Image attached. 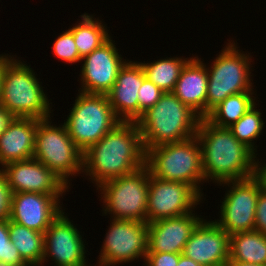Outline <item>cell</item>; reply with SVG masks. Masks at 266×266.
Here are the masks:
<instances>
[{
	"instance_id": "1",
	"label": "cell",
	"mask_w": 266,
	"mask_h": 266,
	"mask_svg": "<svg viewBox=\"0 0 266 266\" xmlns=\"http://www.w3.org/2000/svg\"><path fill=\"white\" fill-rule=\"evenodd\" d=\"M145 159L139 126L134 121H121L83 152V172L97 187L143 168Z\"/></svg>"
},
{
	"instance_id": "2",
	"label": "cell",
	"mask_w": 266,
	"mask_h": 266,
	"mask_svg": "<svg viewBox=\"0 0 266 266\" xmlns=\"http://www.w3.org/2000/svg\"><path fill=\"white\" fill-rule=\"evenodd\" d=\"M196 137L201 146L205 180L221 184L254 176L255 158L228 128H221L201 118Z\"/></svg>"
},
{
	"instance_id": "3",
	"label": "cell",
	"mask_w": 266,
	"mask_h": 266,
	"mask_svg": "<svg viewBox=\"0 0 266 266\" xmlns=\"http://www.w3.org/2000/svg\"><path fill=\"white\" fill-rule=\"evenodd\" d=\"M201 117L182 103L172 92H164L160 100L136 121L145 152L158 145L181 142L196 136Z\"/></svg>"
},
{
	"instance_id": "4",
	"label": "cell",
	"mask_w": 266,
	"mask_h": 266,
	"mask_svg": "<svg viewBox=\"0 0 266 266\" xmlns=\"http://www.w3.org/2000/svg\"><path fill=\"white\" fill-rule=\"evenodd\" d=\"M145 166L152 176L191 185L203 197L200 184L205 177L201 146L196 136L150 148L146 151Z\"/></svg>"
},
{
	"instance_id": "5",
	"label": "cell",
	"mask_w": 266,
	"mask_h": 266,
	"mask_svg": "<svg viewBox=\"0 0 266 266\" xmlns=\"http://www.w3.org/2000/svg\"><path fill=\"white\" fill-rule=\"evenodd\" d=\"M40 83L30 65L13 59L5 68L0 104L14 117L49 118L51 103Z\"/></svg>"
},
{
	"instance_id": "6",
	"label": "cell",
	"mask_w": 266,
	"mask_h": 266,
	"mask_svg": "<svg viewBox=\"0 0 266 266\" xmlns=\"http://www.w3.org/2000/svg\"><path fill=\"white\" fill-rule=\"evenodd\" d=\"M208 67V86L206 95V116L230 95L254 92L251 79V55L241 52L232 40H228ZM232 42V43H231ZM250 60V61H249Z\"/></svg>"
},
{
	"instance_id": "7",
	"label": "cell",
	"mask_w": 266,
	"mask_h": 266,
	"mask_svg": "<svg viewBox=\"0 0 266 266\" xmlns=\"http://www.w3.org/2000/svg\"><path fill=\"white\" fill-rule=\"evenodd\" d=\"M119 122L107 95L79 91L63 124L76 146L85 152Z\"/></svg>"
},
{
	"instance_id": "8",
	"label": "cell",
	"mask_w": 266,
	"mask_h": 266,
	"mask_svg": "<svg viewBox=\"0 0 266 266\" xmlns=\"http://www.w3.org/2000/svg\"><path fill=\"white\" fill-rule=\"evenodd\" d=\"M49 120L51 117L38 119L33 158L69 187V178L83 173V152L73 142L64 124L57 127Z\"/></svg>"
},
{
	"instance_id": "9",
	"label": "cell",
	"mask_w": 266,
	"mask_h": 266,
	"mask_svg": "<svg viewBox=\"0 0 266 266\" xmlns=\"http://www.w3.org/2000/svg\"><path fill=\"white\" fill-rule=\"evenodd\" d=\"M103 200V214L112 219L146 222L149 169L107 180L97 187Z\"/></svg>"
},
{
	"instance_id": "10",
	"label": "cell",
	"mask_w": 266,
	"mask_h": 266,
	"mask_svg": "<svg viewBox=\"0 0 266 266\" xmlns=\"http://www.w3.org/2000/svg\"><path fill=\"white\" fill-rule=\"evenodd\" d=\"M100 251L99 266H115L139 260L147 254L148 224L134 220L110 219Z\"/></svg>"
},
{
	"instance_id": "11",
	"label": "cell",
	"mask_w": 266,
	"mask_h": 266,
	"mask_svg": "<svg viewBox=\"0 0 266 266\" xmlns=\"http://www.w3.org/2000/svg\"><path fill=\"white\" fill-rule=\"evenodd\" d=\"M230 187L220 206V219L214 222L229 235L254 230L258 196L262 190L260 182L253 176L221 185Z\"/></svg>"
},
{
	"instance_id": "12",
	"label": "cell",
	"mask_w": 266,
	"mask_h": 266,
	"mask_svg": "<svg viewBox=\"0 0 266 266\" xmlns=\"http://www.w3.org/2000/svg\"><path fill=\"white\" fill-rule=\"evenodd\" d=\"M202 199L191 185L162 180L149 172L146 222L151 223L191 213Z\"/></svg>"
},
{
	"instance_id": "13",
	"label": "cell",
	"mask_w": 266,
	"mask_h": 266,
	"mask_svg": "<svg viewBox=\"0 0 266 266\" xmlns=\"http://www.w3.org/2000/svg\"><path fill=\"white\" fill-rule=\"evenodd\" d=\"M64 213L62 210L44 233L43 263L50 257L56 266H89L82 236Z\"/></svg>"
},
{
	"instance_id": "14",
	"label": "cell",
	"mask_w": 266,
	"mask_h": 266,
	"mask_svg": "<svg viewBox=\"0 0 266 266\" xmlns=\"http://www.w3.org/2000/svg\"><path fill=\"white\" fill-rule=\"evenodd\" d=\"M119 54L111 37L100 47L83 57L80 92L107 94L116 82L118 73L127 62Z\"/></svg>"
},
{
	"instance_id": "15",
	"label": "cell",
	"mask_w": 266,
	"mask_h": 266,
	"mask_svg": "<svg viewBox=\"0 0 266 266\" xmlns=\"http://www.w3.org/2000/svg\"><path fill=\"white\" fill-rule=\"evenodd\" d=\"M1 169L11 193L63 195L69 189L57 175L35 158L11 162Z\"/></svg>"
},
{
	"instance_id": "16",
	"label": "cell",
	"mask_w": 266,
	"mask_h": 266,
	"mask_svg": "<svg viewBox=\"0 0 266 266\" xmlns=\"http://www.w3.org/2000/svg\"><path fill=\"white\" fill-rule=\"evenodd\" d=\"M62 195L37 192L11 193L9 220L40 233H45L51 222L62 211Z\"/></svg>"
},
{
	"instance_id": "17",
	"label": "cell",
	"mask_w": 266,
	"mask_h": 266,
	"mask_svg": "<svg viewBox=\"0 0 266 266\" xmlns=\"http://www.w3.org/2000/svg\"><path fill=\"white\" fill-rule=\"evenodd\" d=\"M182 254L202 266H226L230 235L214 221L203 219L186 242Z\"/></svg>"
},
{
	"instance_id": "18",
	"label": "cell",
	"mask_w": 266,
	"mask_h": 266,
	"mask_svg": "<svg viewBox=\"0 0 266 266\" xmlns=\"http://www.w3.org/2000/svg\"><path fill=\"white\" fill-rule=\"evenodd\" d=\"M202 220L199 215L191 212L147 223V252L182 254L186 242Z\"/></svg>"
},
{
	"instance_id": "19",
	"label": "cell",
	"mask_w": 266,
	"mask_h": 266,
	"mask_svg": "<svg viewBox=\"0 0 266 266\" xmlns=\"http://www.w3.org/2000/svg\"><path fill=\"white\" fill-rule=\"evenodd\" d=\"M146 78L141 64L127 61L120 69L116 82L106 94L116 116L121 121L138 120V91Z\"/></svg>"
},
{
	"instance_id": "20",
	"label": "cell",
	"mask_w": 266,
	"mask_h": 266,
	"mask_svg": "<svg viewBox=\"0 0 266 266\" xmlns=\"http://www.w3.org/2000/svg\"><path fill=\"white\" fill-rule=\"evenodd\" d=\"M38 119L14 117L0 135V166L33 158Z\"/></svg>"
},
{
	"instance_id": "21",
	"label": "cell",
	"mask_w": 266,
	"mask_h": 266,
	"mask_svg": "<svg viewBox=\"0 0 266 266\" xmlns=\"http://www.w3.org/2000/svg\"><path fill=\"white\" fill-rule=\"evenodd\" d=\"M207 86V66L197 56L186 62L172 93L201 118H205Z\"/></svg>"
},
{
	"instance_id": "22",
	"label": "cell",
	"mask_w": 266,
	"mask_h": 266,
	"mask_svg": "<svg viewBox=\"0 0 266 266\" xmlns=\"http://www.w3.org/2000/svg\"><path fill=\"white\" fill-rule=\"evenodd\" d=\"M229 261L266 265V235L256 230L230 235Z\"/></svg>"
},
{
	"instance_id": "23",
	"label": "cell",
	"mask_w": 266,
	"mask_h": 266,
	"mask_svg": "<svg viewBox=\"0 0 266 266\" xmlns=\"http://www.w3.org/2000/svg\"><path fill=\"white\" fill-rule=\"evenodd\" d=\"M9 238L29 266H40L44 257V233L8 219Z\"/></svg>"
},
{
	"instance_id": "24",
	"label": "cell",
	"mask_w": 266,
	"mask_h": 266,
	"mask_svg": "<svg viewBox=\"0 0 266 266\" xmlns=\"http://www.w3.org/2000/svg\"><path fill=\"white\" fill-rule=\"evenodd\" d=\"M80 16L82 18L80 23L75 24L69 30L73 33L75 45L80 57L83 58L100 47L111 36L108 34L109 30L105 27L106 25L98 18L96 20L93 15L87 13Z\"/></svg>"
},
{
	"instance_id": "25",
	"label": "cell",
	"mask_w": 266,
	"mask_h": 266,
	"mask_svg": "<svg viewBox=\"0 0 266 266\" xmlns=\"http://www.w3.org/2000/svg\"><path fill=\"white\" fill-rule=\"evenodd\" d=\"M253 94L254 92H243L228 96L205 119L217 127H230L255 104L256 97Z\"/></svg>"
},
{
	"instance_id": "26",
	"label": "cell",
	"mask_w": 266,
	"mask_h": 266,
	"mask_svg": "<svg viewBox=\"0 0 266 266\" xmlns=\"http://www.w3.org/2000/svg\"><path fill=\"white\" fill-rule=\"evenodd\" d=\"M189 58L169 57L142 63L145 76L164 92H172L180 73Z\"/></svg>"
},
{
	"instance_id": "27",
	"label": "cell",
	"mask_w": 266,
	"mask_h": 266,
	"mask_svg": "<svg viewBox=\"0 0 266 266\" xmlns=\"http://www.w3.org/2000/svg\"><path fill=\"white\" fill-rule=\"evenodd\" d=\"M256 105L255 103L236 123L228 127L237 140L246 145L254 153L257 152L254 140L259 139V135H261V131L265 126L261 118L262 113L256 109Z\"/></svg>"
},
{
	"instance_id": "28",
	"label": "cell",
	"mask_w": 266,
	"mask_h": 266,
	"mask_svg": "<svg viewBox=\"0 0 266 266\" xmlns=\"http://www.w3.org/2000/svg\"><path fill=\"white\" fill-rule=\"evenodd\" d=\"M0 260L12 266H29L9 238L8 219L0 220Z\"/></svg>"
},
{
	"instance_id": "29",
	"label": "cell",
	"mask_w": 266,
	"mask_h": 266,
	"mask_svg": "<svg viewBox=\"0 0 266 266\" xmlns=\"http://www.w3.org/2000/svg\"><path fill=\"white\" fill-rule=\"evenodd\" d=\"M52 48L54 55L66 63L68 62L72 64L80 62L82 59L78 52V48L75 45L73 33L69 29L65 32L63 31V33L58 36L54 41Z\"/></svg>"
},
{
	"instance_id": "30",
	"label": "cell",
	"mask_w": 266,
	"mask_h": 266,
	"mask_svg": "<svg viewBox=\"0 0 266 266\" xmlns=\"http://www.w3.org/2000/svg\"><path fill=\"white\" fill-rule=\"evenodd\" d=\"M164 94V91L157 87L152 81L145 78L138 91V119L149 108L153 107Z\"/></svg>"
},
{
	"instance_id": "31",
	"label": "cell",
	"mask_w": 266,
	"mask_h": 266,
	"mask_svg": "<svg viewBox=\"0 0 266 266\" xmlns=\"http://www.w3.org/2000/svg\"><path fill=\"white\" fill-rule=\"evenodd\" d=\"M181 254L169 252H147L145 263L147 266H177Z\"/></svg>"
},
{
	"instance_id": "32",
	"label": "cell",
	"mask_w": 266,
	"mask_h": 266,
	"mask_svg": "<svg viewBox=\"0 0 266 266\" xmlns=\"http://www.w3.org/2000/svg\"><path fill=\"white\" fill-rule=\"evenodd\" d=\"M254 230L266 235V191L261 190L258 196Z\"/></svg>"
},
{
	"instance_id": "33",
	"label": "cell",
	"mask_w": 266,
	"mask_h": 266,
	"mask_svg": "<svg viewBox=\"0 0 266 266\" xmlns=\"http://www.w3.org/2000/svg\"><path fill=\"white\" fill-rule=\"evenodd\" d=\"M11 192L0 168V220L9 219Z\"/></svg>"
},
{
	"instance_id": "34",
	"label": "cell",
	"mask_w": 266,
	"mask_h": 266,
	"mask_svg": "<svg viewBox=\"0 0 266 266\" xmlns=\"http://www.w3.org/2000/svg\"><path fill=\"white\" fill-rule=\"evenodd\" d=\"M255 160L257 161H255L254 177L260 182L261 188L266 191V164L262 165L257 158Z\"/></svg>"
},
{
	"instance_id": "35",
	"label": "cell",
	"mask_w": 266,
	"mask_h": 266,
	"mask_svg": "<svg viewBox=\"0 0 266 266\" xmlns=\"http://www.w3.org/2000/svg\"><path fill=\"white\" fill-rule=\"evenodd\" d=\"M14 116L0 104V135L6 130Z\"/></svg>"
},
{
	"instance_id": "36",
	"label": "cell",
	"mask_w": 266,
	"mask_h": 266,
	"mask_svg": "<svg viewBox=\"0 0 266 266\" xmlns=\"http://www.w3.org/2000/svg\"><path fill=\"white\" fill-rule=\"evenodd\" d=\"M13 59H14V56L12 57L11 55H8V54L0 55V96H1V88H2L5 68Z\"/></svg>"
},
{
	"instance_id": "37",
	"label": "cell",
	"mask_w": 266,
	"mask_h": 266,
	"mask_svg": "<svg viewBox=\"0 0 266 266\" xmlns=\"http://www.w3.org/2000/svg\"><path fill=\"white\" fill-rule=\"evenodd\" d=\"M177 266H202L195 262L194 260L185 257L183 254L179 257V262Z\"/></svg>"
},
{
	"instance_id": "38",
	"label": "cell",
	"mask_w": 266,
	"mask_h": 266,
	"mask_svg": "<svg viewBox=\"0 0 266 266\" xmlns=\"http://www.w3.org/2000/svg\"><path fill=\"white\" fill-rule=\"evenodd\" d=\"M226 266H266L263 264H253L241 261H228Z\"/></svg>"
},
{
	"instance_id": "39",
	"label": "cell",
	"mask_w": 266,
	"mask_h": 266,
	"mask_svg": "<svg viewBox=\"0 0 266 266\" xmlns=\"http://www.w3.org/2000/svg\"><path fill=\"white\" fill-rule=\"evenodd\" d=\"M0 266H12V265L0 260Z\"/></svg>"
}]
</instances>
